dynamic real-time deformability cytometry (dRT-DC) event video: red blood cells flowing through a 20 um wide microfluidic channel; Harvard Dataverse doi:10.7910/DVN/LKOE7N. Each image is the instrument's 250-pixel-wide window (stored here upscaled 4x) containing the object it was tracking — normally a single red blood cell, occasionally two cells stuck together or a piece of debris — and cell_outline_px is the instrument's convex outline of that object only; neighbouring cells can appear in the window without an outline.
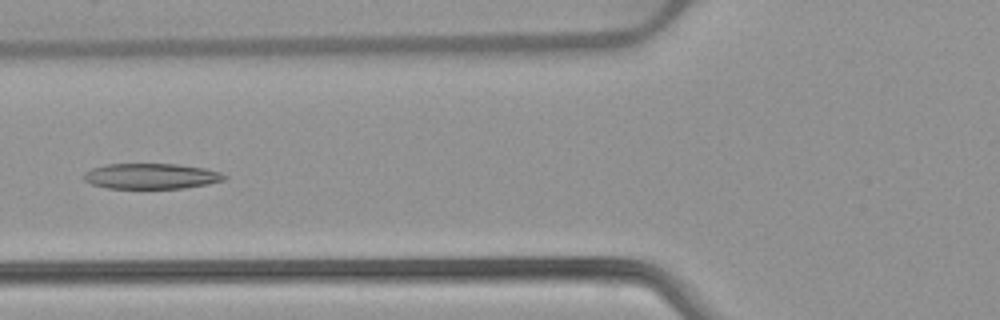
{"species": "common noctule bat (a hibernating species)", "species_latin": "Nyctalus noctula", "temperature_condition": "warm", "stored_images_in_passage": 53, "camera_frame_rate_fps": 3000, "um_per_image_px": 0.085, "animal": {"sex": "female", "body_mass_g": 22.7, "forearm_length_mm": 54.2}, "frame": {"image": 1, "passage_image": 21, "time_ms": 6.667, "image_size_px": [1000, 320], "cell_outline_px": [[228, 176], [224, 180], [208, 184], [184, 188], [108, 188], [92, 184], [84, 180], [84, 172], [92, 168], [108, 164], [176, 164], [204, 168], [220, 172]], "centroid_in_image_um": [12.86, 14.97], "position_along_channel_um": 112.9, "area_um2": 20.81}}
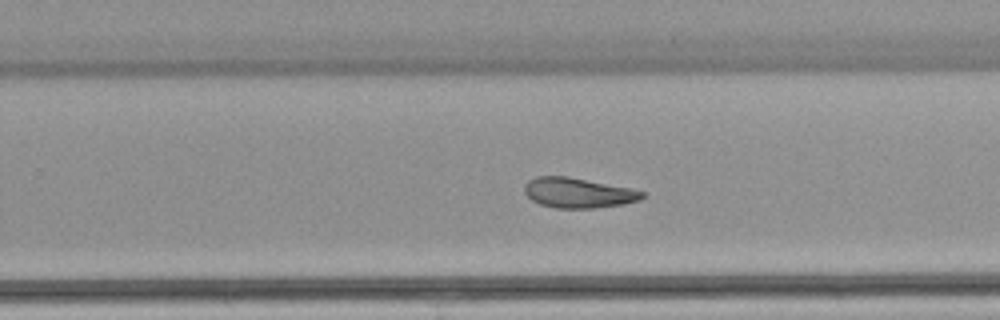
{"frame": {"image": 2, "passage_image": 34, "time_ms": 11.0, "image_size_px": [1000, 320], "cell_outline_px": [[644, 196], [640, 200], [624, 204], [596, 208], [556, 208], [540, 204], [532, 200], [524, 192], [524, 184], [528, 180], [536, 176], [568, 176], [628, 188], [644, 192]], "centroid_in_image_um": [49.11, 16.39], "position_along_channel_um": 280.7, "area_um2": 20.58}}
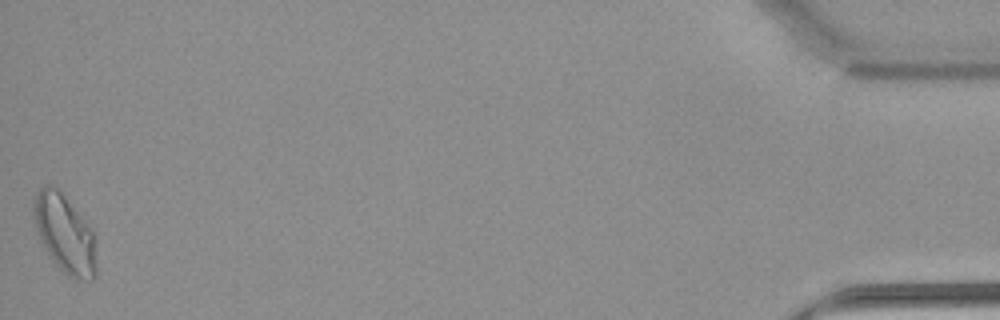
{"frame": {"image": 3, "passage_image": 53, "time_ms": 17.333, "image_size_px": [1000, 320], "cell_outline_px": [[96, 276], [92, 280], [76, 280], [68, 276], [52, 260], [44, 248], [36, 228], [32, 212], [32, 200], [36, 192], [44, 184], [56, 184], [60, 188], [92, 228], [96, 240]], "centroid_in_image_um": [5.51, 19.81], "position_along_channel_um": 429.7, "area_um2": 29.54}, "authors_computed_cell_mechanics": {"area_um2": 22.6576, "velocity_mm_per_s": 3.8829, "shape_relaxation_time_tau1_ms": null, "shape_relaxation_time_tau2_ms": 4.1628, "deformation_change_tau1": null, "deformation_change_tau2": 0.1064}}